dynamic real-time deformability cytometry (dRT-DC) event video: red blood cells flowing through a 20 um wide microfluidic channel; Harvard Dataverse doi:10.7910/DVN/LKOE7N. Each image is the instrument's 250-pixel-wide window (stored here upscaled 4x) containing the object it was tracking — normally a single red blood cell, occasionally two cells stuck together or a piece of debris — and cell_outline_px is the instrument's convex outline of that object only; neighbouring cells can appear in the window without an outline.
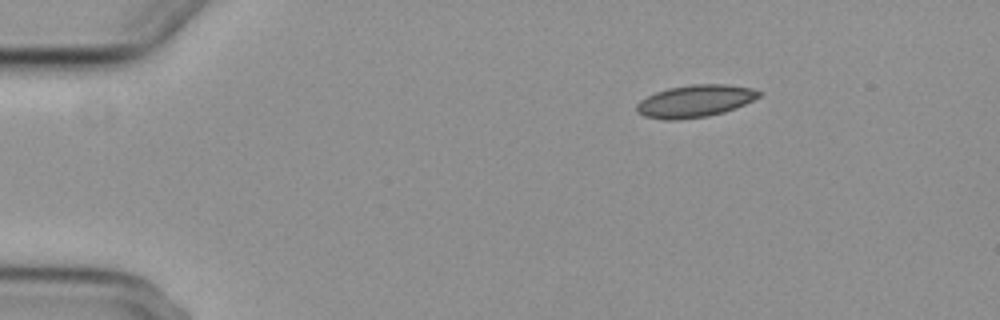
{"species": "common noctule bat (a hibernating species)", "species_latin": "Nyctalus noctula", "temperature_condition": "cold", "stored_images_in_passage": 4, "camera_frame_rate_fps": 3000, "um_per_image_px": 0.085, "animal": {"sex": "female", "body_mass_g": 29.2, "forearm_length_mm": 56.3}, "frame": {"image": 1, "passage_image": 1, "time_ms": 0.0, "image_size_px": [1000, 320], "cell_outline_px": [[764, 92], [760, 96], [736, 108], [724, 112], [708, 116], [676, 120], [664, 120], [644, 116], [636, 112], [636, 104], [640, 100], [656, 92], [668, 88], [692, 84], [728, 84], [752, 88]], "centroid_in_image_um": [59.08, 8.59], "position_along_channel_um": 25.9, "area_um2": 23.12}}
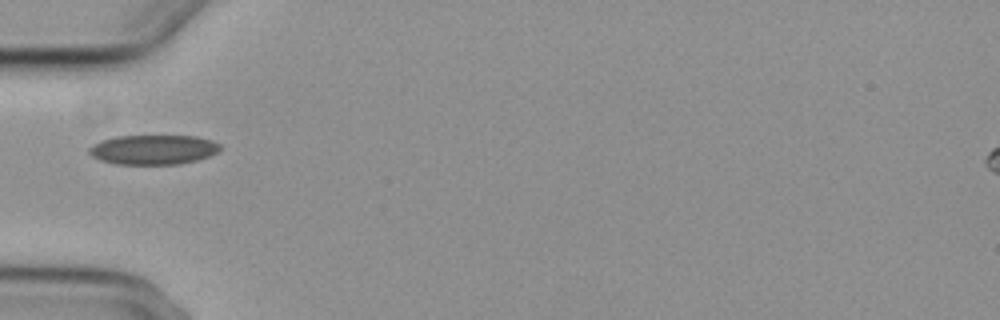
{"frame": {"image": 2, "passage_image": 4, "time_ms": 3.333, "image_size_px": [1000, 320], "cell_outline_px": [[220, 148], [216, 152], [208, 156], [196, 160], [180, 164], [116, 164], [100, 160], [92, 156], [88, 152], [88, 148], [92, 144], [100, 140], [116, 136], [196, 136], [212, 140], [220, 144]], "centroid_in_image_um": [12.99, 12.71], "position_along_channel_um": 72.0, "area_um2": 22.66}}